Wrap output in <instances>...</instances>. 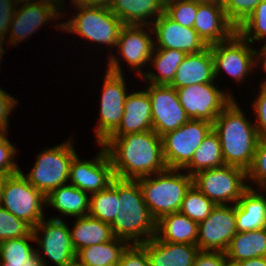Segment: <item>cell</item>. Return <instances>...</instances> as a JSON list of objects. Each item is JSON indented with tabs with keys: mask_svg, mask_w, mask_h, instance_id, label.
<instances>
[{
	"mask_svg": "<svg viewBox=\"0 0 266 266\" xmlns=\"http://www.w3.org/2000/svg\"><path fill=\"white\" fill-rule=\"evenodd\" d=\"M101 145L109 155L116 178L136 180L168 169L162 137L153 130L109 136Z\"/></svg>",
	"mask_w": 266,
	"mask_h": 266,
	"instance_id": "cell-1",
	"label": "cell"
},
{
	"mask_svg": "<svg viewBox=\"0 0 266 266\" xmlns=\"http://www.w3.org/2000/svg\"><path fill=\"white\" fill-rule=\"evenodd\" d=\"M233 99L216 117L213 130L218 134L225 165L251 167L259 142L255 124L249 122Z\"/></svg>",
	"mask_w": 266,
	"mask_h": 266,
	"instance_id": "cell-2",
	"label": "cell"
},
{
	"mask_svg": "<svg viewBox=\"0 0 266 266\" xmlns=\"http://www.w3.org/2000/svg\"><path fill=\"white\" fill-rule=\"evenodd\" d=\"M118 198L116 217L110 224L114 237L130 244H141L153 238L157 221L145 204L138 181L118 178Z\"/></svg>",
	"mask_w": 266,
	"mask_h": 266,
	"instance_id": "cell-3",
	"label": "cell"
},
{
	"mask_svg": "<svg viewBox=\"0 0 266 266\" xmlns=\"http://www.w3.org/2000/svg\"><path fill=\"white\" fill-rule=\"evenodd\" d=\"M180 172L181 169H166L151 175L153 179L151 176L136 179L156 221L164 215L179 212L184 196L193 184V176Z\"/></svg>",
	"mask_w": 266,
	"mask_h": 266,
	"instance_id": "cell-4",
	"label": "cell"
},
{
	"mask_svg": "<svg viewBox=\"0 0 266 266\" xmlns=\"http://www.w3.org/2000/svg\"><path fill=\"white\" fill-rule=\"evenodd\" d=\"M72 5H75L79 12L71 20L57 24L56 27L78 34L86 40L116 46L124 23L110 10L108 5L78 3Z\"/></svg>",
	"mask_w": 266,
	"mask_h": 266,
	"instance_id": "cell-5",
	"label": "cell"
},
{
	"mask_svg": "<svg viewBox=\"0 0 266 266\" xmlns=\"http://www.w3.org/2000/svg\"><path fill=\"white\" fill-rule=\"evenodd\" d=\"M110 57L103 83L99 123L95 130L99 145L118 128L128 95L119 60L116 56Z\"/></svg>",
	"mask_w": 266,
	"mask_h": 266,
	"instance_id": "cell-6",
	"label": "cell"
},
{
	"mask_svg": "<svg viewBox=\"0 0 266 266\" xmlns=\"http://www.w3.org/2000/svg\"><path fill=\"white\" fill-rule=\"evenodd\" d=\"M72 142L70 139L40 152L31 172L27 176L24 175L27 181L45 196L68 182L70 164L77 155Z\"/></svg>",
	"mask_w": 266,
	"mask_h": 266,
	"instance_id": "cell-7",
	"label": "cell"
},
{
	"mask_svg": "<svg viewBox=\"0 0 266 266\" xmlns=\"http://www.w3.org/2000/svg\"><path fill=\"white\" fill-rule=\"evenodd\" d=\"M247 171L232 165L202 170L193 175V185L216 205L235 204L243 196L249 185Z\"/></svg>",
	"mask_w": 266,
	"mask_h": 266,
	"instance_id": "cell-8",
	"label": "cell"
},
{
	"mask_svg": "<svg viewBox=\"0 0 266 266\" xmlns=\"http://www.w3.org/2000/svg\"><path fill=\"white\" fill-rule=\"evenodd\" d=\"M46 196L33 187L22 171L6 175L1 206L33 228L44 218Z\"/></svg>",
	"mask_w": 266,
	"mask_h": 266,
	"instance_id": "cell-9",
	"label": "cell"
},
{
	"mask_svg": "<svg viewBox=\"0 0 266 266\" xmlns=\"http://www.w3.org/2000/svg\"><path fill=\"white\" fill-rule=\"evenodd\" d=\"M212 129L211 122L190 119L178 129L163 135V155L168 169H183Z\"/></svg>",
	"mask_w": 266,
	"mask_h": 266,
	"instance_id": "cell-10",
	"label": "cell"
},
{
	"mask_svg": "<svg viewBox=\"0 0 266 266\" xmlns=\"http://www.w3.org/2000/svg\"><path fill=\"white\" fill-rule=\"evenodd\" d=\"M212 83L196 84L176 89L182 107L190 119L214 123L216 117L234 99Z\"/></svg>",
	"mask_w": 266,
	"mask_h": 266,
	"instance_id": "cell-11",
	"label": "cell"
},
{
	"mask_svg": "<svg viewBox=\"0 0 266 266\" xmlns=\"http://www.w3.org/2000/svg\"><path fill=\"white\" fill-rule=\"evenodd\" d=\"M237 31L227 40L210 45L214 61L215 78L224 70L240 82L259 63L255 59V48L248 46ZM252 68V69H251Z\"/></svg>",
	"mask_w": 266,
	"mask_h": 266,
	"instance_id": "cell-12",
	"label": "cell"
},
{
	"mask_svg": "<svg viewBox=\"0 0 266 266\" xmlns=\"http://www.w3.org/2000/svg\"><path fill=\"white\" fill-rule=\"evenodd\" d=\"M236 233L235 204L216 205L211 214L198 223L196 245L202 251L225 252Z\"/></svg>",
	"mask_w": 266,
	"mask_h": 266,
	"instance_id": "cell-13",
	"label": "cell"
},
{
	"mask_svg": "<svg viewBox=\"0 0 266 266\" xmlns=\"http://www.w3.org/2000/svg\"><path fill=\"white\" fill-rule=\"evenodd\" d=\"M146 90L152 107V128L157 135L162 137L190 120L175 88L151 84Z\"/></svg>",
	"mask_w": 266,
	"mask_h": 266,
	"instance_id": "cell-14",
	"label": "cell"
},
{
	"mask_svg": "<svg viewBox=\"0 0 266 266\" xmlns=\"http://www.w3.org/2000/svg\"><path fill=\"white\" fill-rule=\"evenodd\" d=\"M43 237H39V232ZM34 240L40 250L55 263L56 266H70L76 261V252L72 246L69 227L62 218L42 219L33 228ZM39 237V238H38Z\"/></svg>",
	"mask_w": 266,
	"mask_h": 266,
	"instance_id": "cell-15",
	"label": "cell"
},
{
	"mask_svg": "<svg viewBox=\"0 0 266 266\" xmlns=\"http://www.w3.org/2000/svg\"><path fill=\"white\" fill-rule=\"evenodd\" d=\"M96 158L81 161L77 155L70 164L71 185L86 193H97L108 188L116 178L109 155L103 145Z\"/></svg>",
	"mask_w": 266,
	"mask_h": 266,
	"instance_id": "cell-16",
	"label": "cell"
},
{
	"mask_svg": "<svg viewBox=\"0 0 266 266\" xmlns=\"http://www.w3.org/2000/svg\"><path fill=\"white\" fill-rule=\"evenodd\" d=\"M63 2L64 0H36L16 9L9 28V42L18 44L33 32L35 33V30L45 22L53 18L58 19L61 12L57 9L62 7Z\"/></svg>",
	"mask_w": 266,
	"mask_h": 266,
	"instance_id": "cell-17",
	"label": "cell"
},
{
	"mask_svg": "<svg viewBox=\"0 0 266 266\" xmlns=\"http://www.w3.org/2000/svg\"><path fill=\"white\" fill-rule=\"evenodd\" d=\"M154 25V26H153ZM152 33L157 37L154 49H177L186 54L197 53L208 47L194 28L180 25L165 13L161 14L151 26Z\"/></svg>",
	"mask_w": 266,
	"mask_h": 266,
	"instance_id": "cell-18",
	"label": "cell"
},
{
	"mask_svg": "<svg viewBox=\"0 0 266 266\" xmlns=\"http://www.w3.org/2000/svg\"><path fill=\"white\" fill-rule=\"evenodd\" d=\"M193 28L208 46L225 41L236 32L222 4L217 3H198Z\"/></svg>",
	"mask_w": 266,
	"mask_h": 266,
	"instance_id": "cell-19",
	"label": "cell"
},
{
	"mask_svg": "<svg viewBox=\"0 0 266 266\" xmlns=\"http://www.w3.org/2000/svg\"><path fill=\"white\" fill-rule=\"evenodd\" d=\"M142 27L146 28V25H124L116 44L122 58L137 70L140 77L143 75L140 68L150 60L156 46L154 39Z\"/></svg>",
	"mask_w": 266,
	"mask_h": 266,
	"instance_id": "cell-20",
	"label": "cell"
},
{
	"mask_svg": "<svg viewBox=\"0 0 266 266\" xmlns=\"http://www.w3.org/2000/svg\"><path fill=\"white\" fill-rule=\"evenodd\" d=\"M140 245L146 250L151 266H193L199 252L196 244L166 242L156 235Z\"/></svg>",
	"mask_w": 266,
	"mask_h": 266,
	"instance_id": "cell-21",
	"label": "cell"
},
{
	"mask_svg": "<svg viewBox=\"0 0 266 266\" xmlns=\"http://www.w3.org/2000/svg\"><path fill=\"white\" fill-rule=\"evenodd\" d=\"M153 130L152 107L147 90L128 94L118 128L110 136H124Z\"/></svg>",
	"mask_w": 266,
	"mask_h": 266,
	"instance_id": "cell-22",
	"label": "cell"
},
{
	"mask_svg": "<svg viewBox=\"0 0 266 266\" xmlns=\"http://www.w3.org/2000/svg\"><path fill=\"white\" fill-rule=\"evenodd\" d=\"M215 79L213 56L211 47L208 46L200 52L185 56L169 86L179 89L196 84L212 83Z\"/></svg>",
	"mask_w": 266,
	"mask_h": 266,
	"instance_id": "cell-23",
	"label": "cell"
},
{
	"mask_svg": "<svg viewBox=\"0 0 266 266\" xmlns=\"http://www.w3.org/2000/svg\"><path fill=\"white\" fill-rule=\"evenodd\" d=\"M110 10L124 25H146L149 27L152 16L156 18L164 13L165 0H111ZM148 19V22H147Z\"/></svg>",
	"mask_w": 266,
	"mask_h": 266,
	"instance_id": "cell-24",
	"label": "cell"
},
{
	"mask_svg": "<svg viewBox=\"0 0 266 266\" xmlns=\"http://www.w3.org/2000/svg\"><path fill=\"white\" fill-rule=\"evenodd\" d=\"M237 232L266 227V197L249 186L235 204Z\"/></svg>",
	"mask_w": 266,
	"mask_h": 266,
	"instance_id": "cell-25",
	"label": "cell"
},
{
	"mask_svg": "<svg viewBox=\"0 0 266 266\" xmlns=\"http://www.w3.org/2000/svg\"><path fill=\"white\" fill-rule=\"evenodd\" d=\"M156 236L166 242L196 244L198 223L180 212L170 213L156 222Z\"/></svg>",
	"mask_w": 266,
	"mask_h": 266,
	"instance_id": "cell-26",
	"label": "cell"
},
{
	"mask_svg": "<svg viewBox=\"0 0 266 266\" xmlns=\"http://www.w3.org/2000/svg\"><path fill=\"white\" fill-rule=\"evenodd\" d=\"M72 246L77 253L93 244H101L114 238L109 223L89 215L77 217L73 229H69Z\"/></svg>",
	"mask_w": 266,
	"mask_h": 266,
	"instance_id": "cell-27",
	"label": "cell"
},
{
	"mask_svg": "<svg viewBox=\"0 0 266 266\" xmlns=\"http://www.w3.org/2000/svg\"><path fill=\"white\" fill-rule=\"evenodd\" d=\"M130 243L122 238L93 244L76 253V261L82 266H119L121 256Z\"/></svg>",
	"mask_w": 266,
	"mask_h": 266,
	"instance_id": "cell-28",
	"label": "cell"
},
{
	"mask_svg": "<svg viewBox=\"0 0 266 266\" xmlns=\"http://www.w3.org/2000/svg\"><path fill=\"white\" fill-rule=\"evenodd\" d=\"M89 204L90 195L71 184L62 185L46 196V205L54 207L65 216H86Z\"/></svg>",
	"mask_w": 266,
	"mask_h": 266,
	"instance_id": "cell-29",
	"label": "cell"
},
{
	"mask_svg": "<svg viewBox=\"0 0 266 266\" xmlns=\"http://www.w3.org/2000/svg\"><path fill=\"white\" fill-rule=\"evenodd\" d=\"M229 261H240L266 256V227L258 230L237 232L225 251Z\"/></svg>",
	"mask_w": 266,
	"mask_h": 266,
	"instance_id": "cell-30",
	"label": "cell"
},
{
	"mask_svg": "<svg viewBox=\"0 0 266 266\" xmlns=\"http://www.w3.org/2000/svg\"><path fill=\"white\" fill-rule=\"evenodd\" d=\"M156 52H155V51ZM149 63L152 62L157 70L154 74L145 72L140 77L143 80L150 81L153 85H170L174 79L175 73L187 55L184 51L177 49H154ZM154 55V56H153Z\"/></svg>",
	"mask_w": 266,
	"mask_h": 266,
	"instance_id": "cell-31",
	"label": "cell"
},
{
	"mask_svg": "<svg viewBox=\"0 0 266 266\" xmlns=\"http://www.w3.org/2000/svg\"><path fill=\"white\" fill-rule=\"evenodd\" d=\"M224 165L220 139L218 134L212 129L182 171L187 169L189 171L187 173L193 176L202 170L218 168Z\"/></svg>",
	"mask_w": 266,
	"mask_h": 266,
	"instance_id": "cell-32",
	"label": "cell"
},
{
	"mask_svg": "<svg viewBox=\"0 0 266 266\" xmlns=\"http://www.w3.org/2000/svg\"><path fill=\"white\" fill-rule=\"evenodd\" d=\"M117 200L118 178H115L108 188L91 194L88 215L111 224L116 217Z\"/></svg>",
	"mask_w": 266,
	"mask_h": 266,
	"instance_id": "cell-33",
	"label": "cell"
},
{
	"mask_svg": "<svg viewBox=\"0 0 266 266\" xmlns=\"http://www.w3.org/2000/svg\"><path fill=\"white\" fill-rule=\"evenodd\" d=\"M215 206L213 201L209 200L192 184L184 196L179 212L200 223L211 214Z\"/></svg>",
	"mask_w": 266,
	"mask_h": 266,
	"instance_id": "cell-34",
	"label": "cell"
},
{
	"mask_svg": "<svg viewBox=\"0 0 266 266\" xmlns=\"http://www.w3.org/2000/svg\"><path fill=\"white\" fill-rule=\"evenodd\" d=\"M34 241V237H21L0 242V263H8L10 266H24L28 257L36 249L28 243Z\"/></svg>",
	"mask_w": 266,
	"mask_h": 266,
	"instance_id": "cell-35",
	"label": "cell"
},
{
	"mask_svg": "<svg viewBox=\"0 0 266 266\" xmlns=\"http://www.w3.org/2000/svg\"><path fill=\"white\" fill-rule=\"evenodd\" d=\"M236 31L251 44L254 43V39L260 41L266 38V0L256 6L249 17L236 28Z\"/></svg>",
	"mask_w": 266,
	"mask_h": 266,
	"instance_id": "cell-36",
	"label": "cell"
},
{
	"mask_svg": "<svg viewBox=\"0 0 266 266\" xmlns=\"http://www.w3.org/2000/svg\"><path fill=\"white\" fill-rule=\"evenodd\" d=\"M198 2L194 0H165L164 13L182 26L193 28Z\"/></svg>",
	"mask_w": 266,
	"mask_h": 266,
	"instance_id": "cell-37",
	"label": "cell"
},
{
	"mask_svg": "<svg viewBox=\"0 0 266 266\" xmlns=\"http://www.w3.org/2000/svg\"><path fill=\"white\" fill-rule=\"evenodd\" d=\"M21 237H34L33 227L0 206V242Z\"/></svg>",
	"mask_w": 266,
	"mask_h": 266,
	"instance_id": "cell-38",
	"label": "cell"
},
{
	"mask_svg": "<svg viewBox=\"0 0 266 266\" xmlns=\"http://www.w3.org/2000/svg\"><path fill=\"white\" fill-rule=\"evenodd\" d=\"M263 0H222L228 20L237 28Z\"/></svg>",
	"mask_w": 266,
	"mask_h": 266,
	"instance_id": "cell-39",
	"label": "cell"
},
{
	"mask_svg": "<svg viewBox=\"0 0 266 266\" xmlns=\"http://www.w3.org/2000/svg\"><path fill=\"white\" fill-rule=\"evenodd\" d=\"M247 178L260 186L259 189L266 190V138L259 139Z\"/></svg>",
	"mask_w": 266,
	"mask_h": 266,
	"instance_id": "cell-40",
	"label": "cell"
},
{
	"mask_svg": "<svg viewBox=\"0 0 266 266\" xmlns=\"http://www.w3.org/2000/svg\"><path fill=\"white\" fill-rule=\"evenodd\" d=\"M6 134L7 132H3L0 135V175H12L21 171L14 162V156L17 154L15 145L9 142Z\"/></svg>",
	"mask_w": 266,
	"mask_h": 266,
	"instance_id": "cell-41",
	"label": "cell"
},
{
	"mask_svg": "<svg viewBox=\"0 0 266 266\" xmlns=\"http://www.w3.org/2000/svg\"><path fill=\"white\" fill-rule=\"evenodd\" d=\"M257 99L252 102L256 114L255 127L260 138H266V80L260 86Z\"/></svg>",
	"mask_w": 266,
	"mask_h": 266,
	"instance_id": "cell-42",
	"label": "cell"
},
{
	"mask_svg": "<svg viewBox=\"0 0 266 266\" xmlns=\"http://www.w3.org/2000/svg\"><path fill=\"white\" fill-rule=\"evenodd\" d=\"M119 266H151L146 250L140 244H130L123 252Z\"/></svg>",
	"mask_w": 266,
	"mask_h": 266,
	"instance_id": "cell-43",
	"label": "cell"
},
{
	"mask_svg": "<svg viewBox=\"0 0 266 266\" xmlns=\"http://www.w3.org/2000/svg\"><path fill=\"white\" fill-rule=\"evenodd\" d=\"M227 260L225 252L199 250L193 266H225Z\"/></svg>",
	"mask_w": 266,
	"mask_h": 266,
	"instance_id": "cell-44",
	"label": "cell"
},
{
	"mask_svg": "<svg viewBox=\"0 0 266 266\" xmlns=\"http://www.w3.org/2000/svg\"><path fill=\"white\" fill-rule=\"evenodd\" d=\"M15 6H17L13 0H0V37L7 38L12 17L15 13Z\"/></svg>",
	"mask_w": 266,
	"mask_h": 266,
	"instance_id": "cell-45",
	"label": "cell"
},
{
	"mask_svg": "<svg viewBox=\"0 0 266 266\" xmlns=\"http://www.w3.org/2000/svg\"><path fill=\"white\" fill-rule=\"evenodd\" d=\"M17 100L14 97L8 95L6 91L0 88V131L8 132L7 128L9 125V114L12 112V109L16 107Z\"/></svg>",
	"mask_w": 266,
	"mask_h": 266,
	"instance_id": "cell-46",
	"label": "cell"
},
{
	"mask_svg": "<svg viewBox=\"0 0 266 266\" xmlns=\"http://www.w3.org/2000/svg\"><path fill=\"white\" fill-rule=\"evenodd\" d=\"M40 250L36 249V251L28 257L27 261L24 263V266H47L46 259L42 257L39 253Z\"/></svg>",
	"mask_w": 266,
	"mask_h": 266,
	"instance_id": "cell-47",
	"label": "cell"
},
{
	"mask_svg": "<svg viewBox=\"0 0 266 266\" xmlns=\"http://www.w3.org/2000/svg\"><path fill=\"white\" fill-rule=\"evenodd\" d=\"M240 266H266V256L246 259L239 262Z\"/></svg>",
	"mask_w": 266,
	"mask_h": 266,
	"instance_id": "cell-48",
	"label": "cell"
},
{
	"mask_svg": "<svg viewBox=\"0 0 266 266\" xmlns=\"http://www.w3.org/2000/svg\"><path fill=\"white\" fill-rule=\"evenodd\" d=\"M72 2L82 5H109L111 0H72Z\"/></svg>",
	"mask_w": 266,
	"mask_h": 266,
	"instance_id": "cell-49",
	"label": "cell"
},
{
	"mask_svg": "<svg viewBox=\"0 0 266 266\" xmlns=\"http://www.w3.org/2000/svg\"><path fill=\"white\" fill-rule=\"evenodd\" d=\"M261 49L262 50L260 51V53H258V51L255 50V57L257 56V58H255V59H257V60L259 59V61H260V58L262 57L263 60L261 59L262 62H260V63H262V68L266 72V44Z\"/></svg>",
	"mask_w": 266,
	"mask_h": 266,
	"instance_id": "cell-50",
	"label": "cell"
},
{
	"mask_svg": "<svg viewBox=\"0 0 266 266\" xmlns=\"http://www.w3.org/2000/svg\"><path fill=\"white\" fill-rule=\"evenodd\" d=\"M5 181H6V175H0V206L3 199V190L5 186Z\"/></svg>",
	"mask_w": 266,
	"mask_h": 266,
	"instance_id": "cell-51",
	"label": "cell"
},
{
	"mask_svg": "<svg viewBox=\"0 0 266 266\" xmlns=\"http://www.w3.org/2000/svg\"><path fill=\"white\" fill-rule=\"evenodd\" d=\"M194 1L198 3H217V4L222 3V0H194Z\"/></svg>",
	"mask_w": 266,
	"mask_h": 266,
	"instance_id": "cell-52",
	"label": "cell"
},
{
	"mask_svg": "<svg viewBox=\"0 0 266 266\" xmlns=\"http://www.w3.org/2000/svg\"><path fill=\"white\" fill-rule=\"evenodd\" d=\"M14 1V3L15 4H19V2H20V4H23L22 2H24V5H27V4H29V3H32V2H35V1H31V0H13Z\"/></svg>",
	"mask_w": 266,
	"mask_h": 266,
	"instance_id": "cell-53",
	"label": "cell"
},
{
	"mask_svg": "<svg viewBox=\"0 0 266 266\" xmlns=\"http://www.w3.org/2000/svg\"><path fill=\"white\" fill-rule=\"evenodd\" d=\"M3 42L4 39L2 37H0V58L2 57V54L5 52V49H3Z\"/></svg>",
	"mask_w": 266,
	"mask_h": 266,
	"instance_id": "cell-54",
	"label": "cell"
},
{
	"mask_svg": "<svg viewBox=\"0 0 266 266\" xmlns=\"http://www.w3.org/2000/svg\"><path fill=\"white\" fill-rule=\"evenodd\" d=\"M225 266H240V264L227 260Z\"/></svg>",
	"mask_w": 266,
	"mask_h": 266,
	"instance_id": "cell-55",
	"label": "cell"
},
{
	"mask_svg": "<svg viewBox=\"0 0 266 266\" xmlns=\"http://www.w3.org/2000/svg\"><path fill=\"white\" fill-rule=\"evenodd\" d=\"M70 266H82L77 261L73 262Z\"/></svg>",
	"mask_w": 266,
	"mask_h": 266,
	"instance_id": "cell-56",
	"label": "cell"
},
{
	"mask_svg": "<svg viewBox=\"0 0 266 266\" xmlns=\"http://www.w3.org/2000/svg\"><path fill=\"white\" fill-rule=\"evenodd\" d=\"M0 266H10L8 263H0Z\"/></svg>",
	"mask_w": 266,
	"mask_h": 266,
	"instance_id": "cell-57",
	"label": "cell"
}]
</instances>
